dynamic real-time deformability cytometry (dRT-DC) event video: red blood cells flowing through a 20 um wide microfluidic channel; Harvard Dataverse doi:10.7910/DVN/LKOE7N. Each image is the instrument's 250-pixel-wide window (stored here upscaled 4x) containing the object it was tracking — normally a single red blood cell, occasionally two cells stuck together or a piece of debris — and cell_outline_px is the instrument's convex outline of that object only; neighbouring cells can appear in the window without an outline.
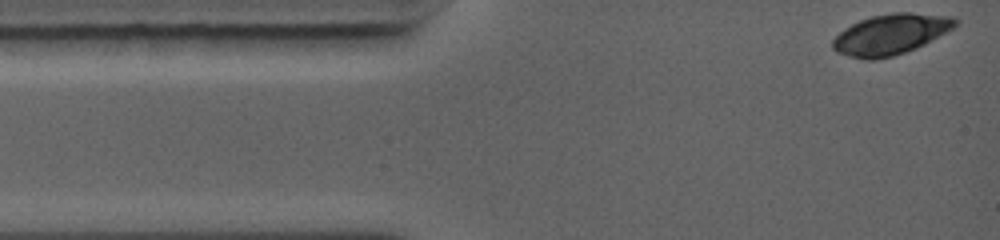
{"species": "common noctule bat (a hibernating species)", "species_latin": "Nyctalus noctula", "temperature_condition": "warm", "stored_images_in_passage": 12, "camera_frame_rate_fps": 5000, "um_per_image_px": 0.085, "animal": {"sex": "female", "body_mass_g": 19.0, "forearm_length_mm": 56.7}, "frame": {"image": 1, "passage_image": 1, "time_ms": 0.0, "image_size_px": [1000, 240], "cell_outline_px": [[960, 20], [952, 28], [924, 44], [916, 48], [892, 56], [876, 60], [864, 60], [848, 56], [836, 52], [832, 48], [832, 40], [844, 28], [860, 20], [872, 16], [892, 12], [912, 12], [952, 16]], "centroid_in_image_um": [75.68, 2.91], "position_along_channel_um": 9.3, "area_um2": 28.96}}
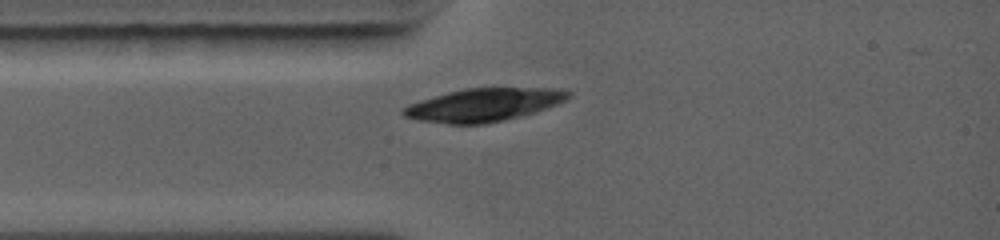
{"frame": {"image": 2, "passage_image": 12, "time_ms": 2.2, "image_size_px": [1000, 240], "cell_outline_px": [[572, 96], [556, 104], [520, 116], [504, 120], [484, 124], [448, 124], [420, 120], [404, 116], [400, 112], [400, 108], [408, 104], [420, 100], [448, 92], [464, 88], [564, 88], [572, 92]], "centroid_in_image_um": [41.1, 8.9], "position_along_channel_um": 43.9, "area_um2": 31.73}}